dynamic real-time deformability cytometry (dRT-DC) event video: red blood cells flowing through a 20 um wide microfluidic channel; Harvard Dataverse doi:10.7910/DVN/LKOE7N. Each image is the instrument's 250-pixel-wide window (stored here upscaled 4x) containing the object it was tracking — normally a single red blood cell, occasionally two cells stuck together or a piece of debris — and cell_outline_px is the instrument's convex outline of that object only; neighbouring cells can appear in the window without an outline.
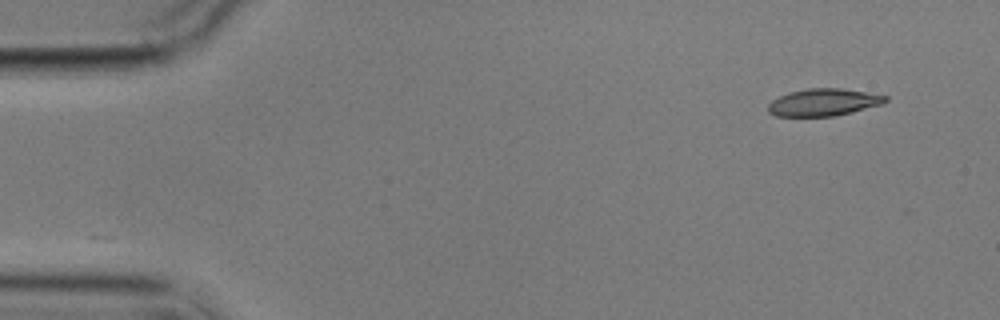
{"species": "common noctule bat (a hibernating species)", "species_latin": "Nyctalus noctula", "temperature_condition": "cold", "stored_images_in_passage": 4, "camera_frame_rate_fps": 3000, "um_per_image_px": 0.085, "animal": {"sex": "male", "body_mass_g": 17.9}, "frame": {"image": 1, "passage_image": 1, "time_ms": 0.0, "image_size_px": [1000, 320], "cell_outline_px": [[888, 100], [884, 104], [836, 116], [776, 116], [768, 112], [768, 104], [772, 100], [788, 92], [808, 88], [840, 88], [888, 96]], "centroid_in_image_um": [70.0, 8.7], "position_along_channel_um": 15.0, "area_um2": 18.67}}
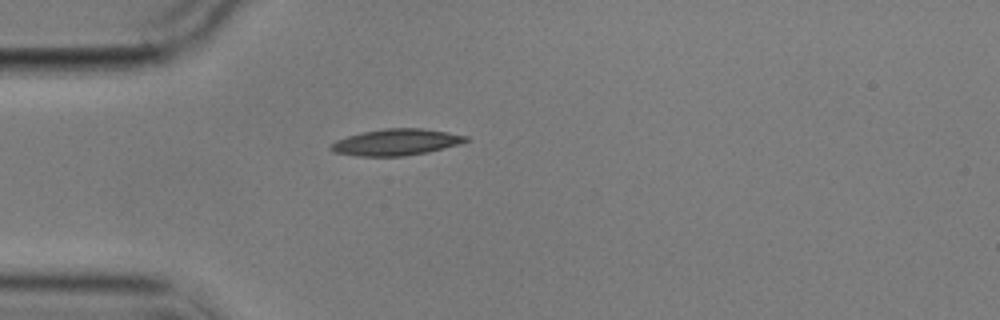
{"frame": {"image": 2, "passage_image": 4, "time_ms": 3.667, "image_size_px": [1000, 320], "cell_outline_px": [[472, 140], [460, 144], [428, 152], [404, 156], [356, 156], [332, 152], [328, 148], [336, 140], [348, 136], [364, 132], [384, 128], [424, 128], [468, 136]], "centroid_in_image_um": [33.69, 12.09], "position_along_channel_um": 51.3, "area_um2": 20.87}}